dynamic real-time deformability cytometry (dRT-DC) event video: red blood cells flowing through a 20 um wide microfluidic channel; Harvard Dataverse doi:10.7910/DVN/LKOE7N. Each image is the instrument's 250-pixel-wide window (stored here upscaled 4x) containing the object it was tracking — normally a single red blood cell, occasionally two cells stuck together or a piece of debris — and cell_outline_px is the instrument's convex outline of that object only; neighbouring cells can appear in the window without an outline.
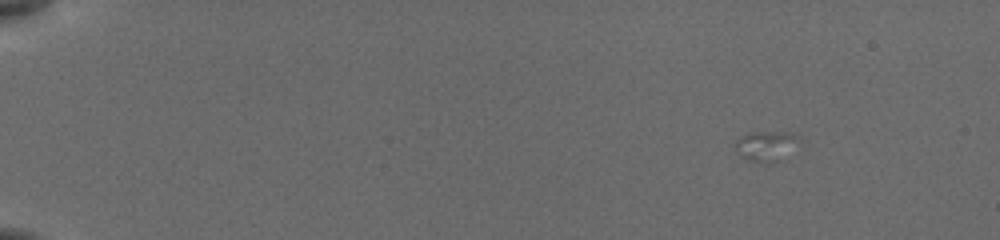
{"species": "common noctule bat (a hibernating species)", "species_latin": "Nyctalus noctula", "temperature_condition": "cold", "stored_images_in_passage": 14, "camera_frame_rate_fps": 3000, "um_per_image_px": 0.085, "animal": {"sex": "female", "body_mass_g": 19.5, "forearm_length_mm": 54.1}, "frame": {"image": 1, "passage_image": 3, "time_ms": 1.333, "image_size_px": [1000, 240], "cell_outline_px": [[800, 140], [768, 164], [748, 160], [740, 156], [736, 144], [736, 140], [752, 132], [788, 132], [796, 136]], "centroid_in_image_um": [65.03, 12.38], "position_along_channel_um": 20.0, "area_um2": 10.23}}
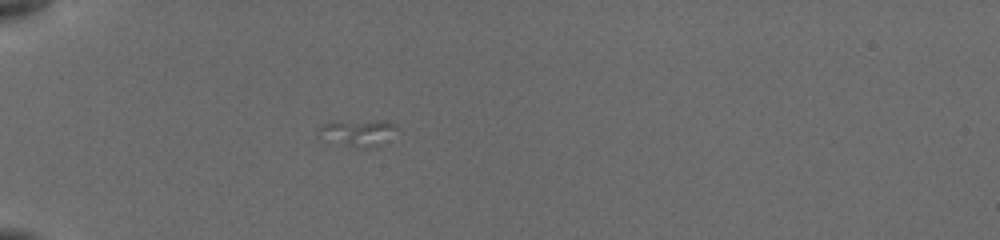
{"frame": {"image": 2, "passage_image": 12, "time_ms": 5.333, "image_size_px": [1000, 240], "cell_outline_px": [[396, 128], [380, 144], [368, 148], [360, 148], [316, 136], [320, 128], [324, 124], [392, 124]], "centroid_in_image_um": [30.32, 11.38], "position_along_channel_um": 54.7, "area_um2": 10.06}}